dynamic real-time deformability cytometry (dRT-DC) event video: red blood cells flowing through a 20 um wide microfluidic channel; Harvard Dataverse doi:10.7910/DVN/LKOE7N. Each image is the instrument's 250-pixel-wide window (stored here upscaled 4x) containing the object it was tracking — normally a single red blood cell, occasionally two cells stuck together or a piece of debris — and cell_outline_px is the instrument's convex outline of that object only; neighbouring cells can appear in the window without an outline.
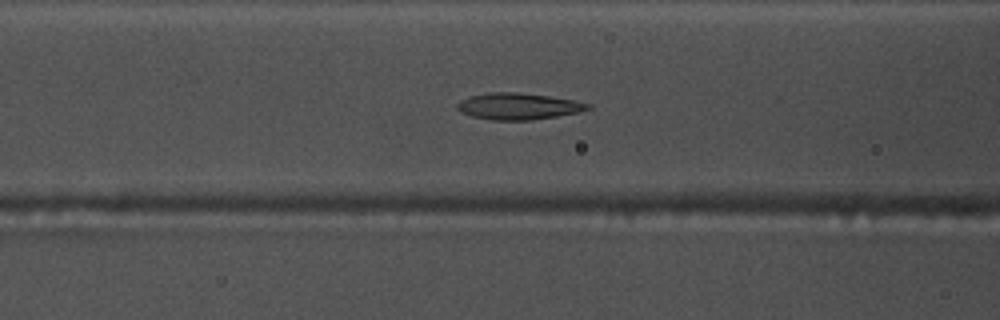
{"species": "common noctule bat (a hibernating species)", "species_latin": "Nyctalus noctula", "temperature_condition": "warm", "stored_images_in_passage": 55, "camera_frame_rate_fps": 3000, "um_per_image_px": 0.085, "animal": {"sex": "male", "body_mass_g": 17.5, "forearm_length_mm": 52.3}, "frame": {"image": 1, "passage_image": 21, "time_ms": 6.667, "image_size_px": [1000, 320], "cell_outline_px": [[592, 108], [576, 112], [556, 116], [532, 120], [492, 120], [472, 116], [456, 108], [456, 104], [460, 100], [468, 96], [488, 92], [516, 92], [548, 96], [572, 100], [592, 104]], "centroid_in_image_um": [44.03, 9.02], "position_along_channel_um": 122.6, "area_um2": 20.06}}
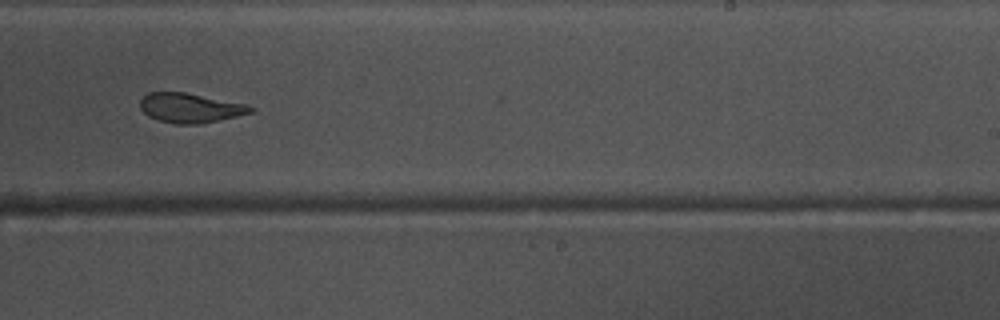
{"frame": {"image": 2, "passage_image": 33, "time_ms": 10.667, "image_size_px": [1000, 320], "cell_outline_px": [[256, 108], [252, 112], [236, 116], [200, 124], [176, 124], [156, 120], [148, 116], [140, 108], [140, 100], [148, 92], [184, 92], [248, 104]], "centroid_in_image_um": [16.16, 9.17], "position_along_channel_um": 272.8, "area_um2": 19.07}}
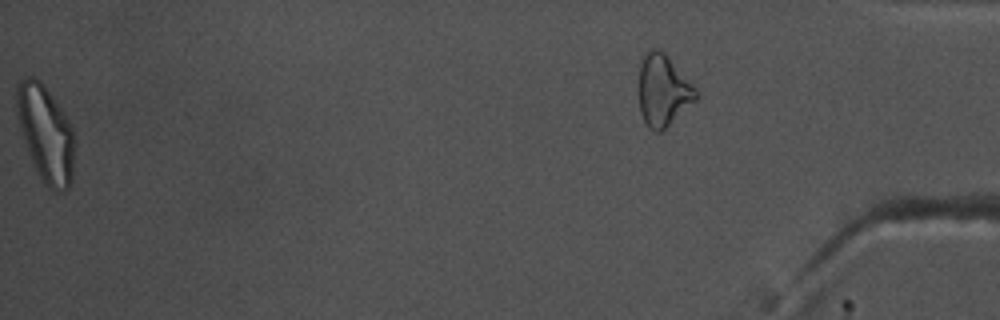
{"frame": {"image": 3, "passage_image": 54, "time_ms": 17.667, "image_size_px": [1000, 320], "cell_outline_px": [[76, 144], [72, 180], [68, 188], [64, 192], [52, 192], [44, 184], [32, 160], [20, 128], [16, 112], [16, 88], [20, 80], [28, 76], [32, 76], [40, 80], [56, 100], [64, 112], [76, 136]], "centroid_in_image_um": [3.93, 11.37], "position_along_channel_um": 431.3, "area_um2": 32.95}, "authors_computed_cell_mechanics": {"area_um2": 20.9236, "velocity_mm_per_s": 3.767, "shape_relaxation_time_tau1_ms": 8.7155, "shape_relaxation_time_tau2_ms": 2.7481, "deformation_change_tau1": 0.2618, "deformation_change_tau2": 0.0963}}